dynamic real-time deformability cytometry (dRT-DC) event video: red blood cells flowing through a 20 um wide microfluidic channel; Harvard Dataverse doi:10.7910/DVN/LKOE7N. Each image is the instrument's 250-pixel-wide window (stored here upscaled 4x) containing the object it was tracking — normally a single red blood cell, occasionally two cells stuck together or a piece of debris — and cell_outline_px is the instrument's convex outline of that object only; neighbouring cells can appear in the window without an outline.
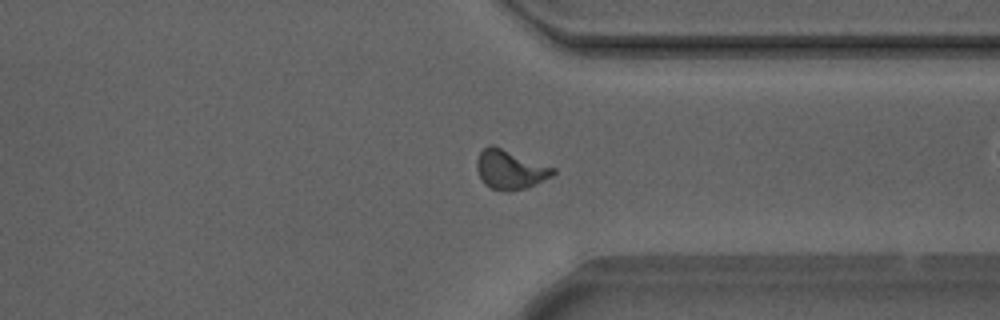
{"species": "Egyptian fruit bat (a non-hibernating species)", "species_latin": "Rousettus aegyptiacus", "temperature_condition": "warm", "stored_images_in_passage": 51, "camera_frame_rate_fps": 3000, "um_per_image_px": 0.085, "animal": {"sex": "male"}, "frame": {"image": 1, "passage_image": 37, "time_ms": 12.0, "image_size_px": [1000, 320], "cell_outline_px": [[556, 172], [552, 176], [536, 184], [524, 188], [508, 192], [492, 188], [484, 184], [476, 168], [476, 160], [480, 152], [488, 144], [492, 144], [556, 168]], "centroid_in_image_um": [43.36, 14.4], "position_along_channel_um": 368.0, "area_um2": 17.46}}
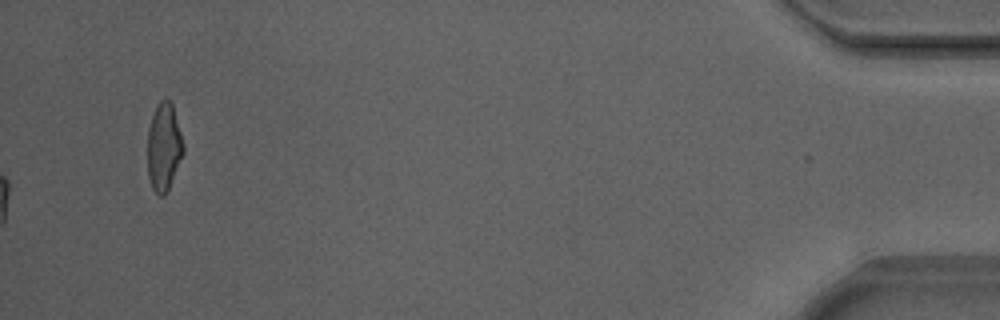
{"frame": {"image": 2, "passage_image": 51, "time_ms": 16.667, "image_size_px": [1000, 320], "cell_outline_px": [[184, 152], [168, 192], [164, 196], [160, 196], [152, 188], [148, 176], [148, 128], [152, 116], [160, 100], [168, 100], [172, 104], [184, 144]], "centroid_in_image_um": [13.93, 12.55], "position_along_channel_um": 421.3, "area_um2": 18.26}, "authors_computed_cell_mechanics": {"area_um2": 16.473, "velocity_mm_per_s": 3.8787, "shape_relaxation_time_tau1_ms": 7.7057, "shape_relaxation_time_tau2_ms": 0.7679, "deformation_change_tau1": 0.1873, "deformation_change_tau2": 0.0681}}